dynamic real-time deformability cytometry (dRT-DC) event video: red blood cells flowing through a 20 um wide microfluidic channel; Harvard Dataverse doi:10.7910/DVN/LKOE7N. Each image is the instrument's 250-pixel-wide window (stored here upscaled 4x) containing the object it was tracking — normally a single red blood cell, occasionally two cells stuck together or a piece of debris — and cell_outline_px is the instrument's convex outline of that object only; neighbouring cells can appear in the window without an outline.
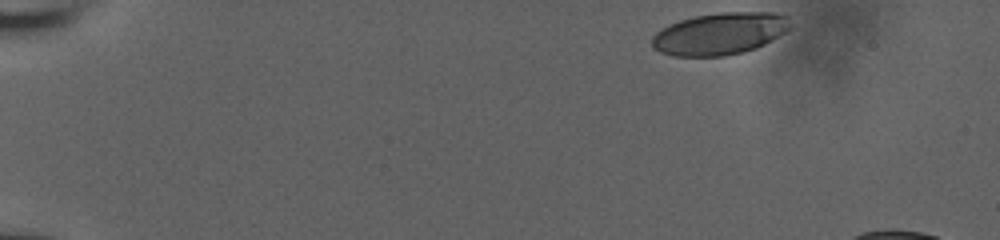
{"species": "human", "species_latin": "Homo sapiens", "temperature_condition": "room temperature", "stored_images_in_passage": 42, "camera_frame_rate_fps": 3000, "um_per_image_px": 0.085, "donor": {"sex": "male"}, "frame": {"image": 1, "passage_image": 1, "time_ms": 0.0, "image_size_px": [1000, 240], "cell_outline_px": [[792, 28], [788, 32], [756, 48], [744, 52], [724, 56], [672, 56], [660, 52], [652, 48], [652, 36], [660, 28], [668, 24], [680, 20], [696, 16], [720, 12], [776, 12], [788, 16], [792, 24]], "centroid_in_image_um": [61.22, 2.86], "position_along_channel_um": 23.8, "area_um2": 34.45}}
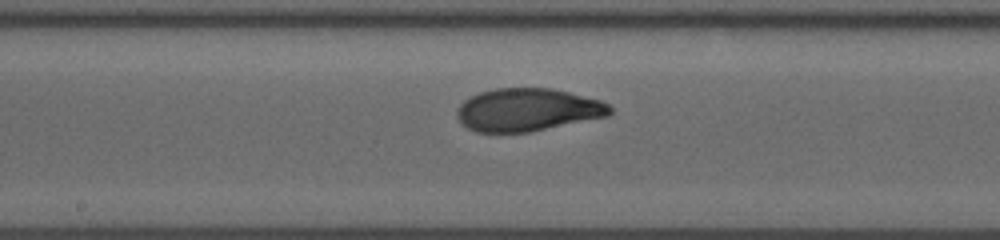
{"frame": {"image": 2, "passage_image": 25, "time_ms": 8.0, "image_size_px": [1000, 240], "cell_outline_px": [[612, 112], [608, 116], [528, 132], [476, 132], [468, 128], [456, 116], [456, 112], [460, 104], [464, 100], [480, 92], [496, 88], [552, 88], [600, 100], [608, 104], [612, 108]], "centroid_in_image_um": [44.84, 9.33], "position_along_channel_um": 203.4, "area_um2": 37.92}}
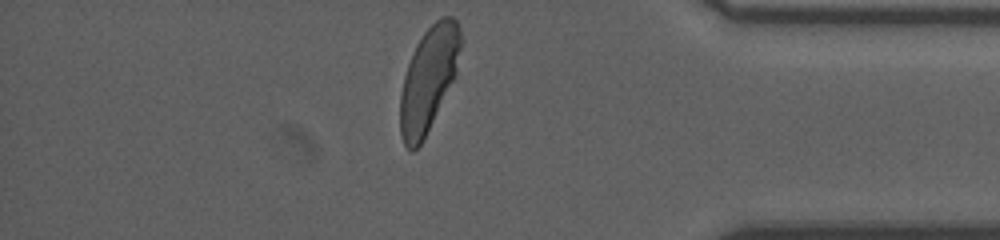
{"frame": {"image": 3, "passage_image": 42, "time_ms": 13.667, "image_size_px": [1000, 240], "cell_outline_px": [[460, 48], [456, 76], [424, 140], [412, 152], [408, 152], [404, 144], [400, 132], [400, 96], [404, 76], [412, 52], [416, 44], [424, 32], [440, 16], [452, 16], [456, 20], [460, 28]], "centroid_in_image_um": [36.42, 6.75], "position_along_channel_um": 398.8, "area_um2": 36.93}, "authors_computed_cell_mechanics": {"area_um2": 37.6567, "velocity_mm_per_s": 3.8389, "shape_relaxation_time_tau1_ms": 3.672, "shape_relaxation_time_tau2_ms": 0.8078, "deformation_change_tau1": 0.1679, "deformation_change_tau2": 0.0627}}